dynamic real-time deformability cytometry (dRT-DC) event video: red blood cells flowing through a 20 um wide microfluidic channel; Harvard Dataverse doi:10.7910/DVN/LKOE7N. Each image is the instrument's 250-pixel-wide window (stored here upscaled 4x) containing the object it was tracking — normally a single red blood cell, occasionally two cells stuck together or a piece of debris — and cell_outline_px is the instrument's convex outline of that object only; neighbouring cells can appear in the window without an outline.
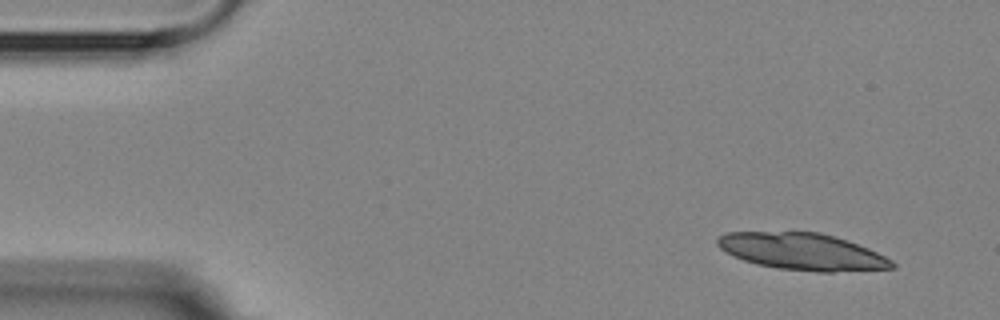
{"species": "Egyptian fruit bat (a non-hibernating species)", "species_latin": "Rousettus aegyptiacus", "temperature_condition": "room temperature", "stored_images_in_passage": 13, "camera_frame_rate_fps": 3000, "um_per_image_px": 0.085, "animal": {"sex": "female"}, "frame": {"image": 1, "passage_image": 1, "time_ms": 0.0, "image_size_px": [1000, 320], "cell_outline_px": [[896, 268], [832, 272], [820, 272], [776, 268], [756, 264], [732, 256], [720, 248], [716, 244], [716, 240], [724, 232], [820, 232], [868, 248], [892, 260], [896, 264]], "centroid_in_image_um": [68.17, 21.39], "position_along_channel_um": 16.8, "area_um2": 37.34}}
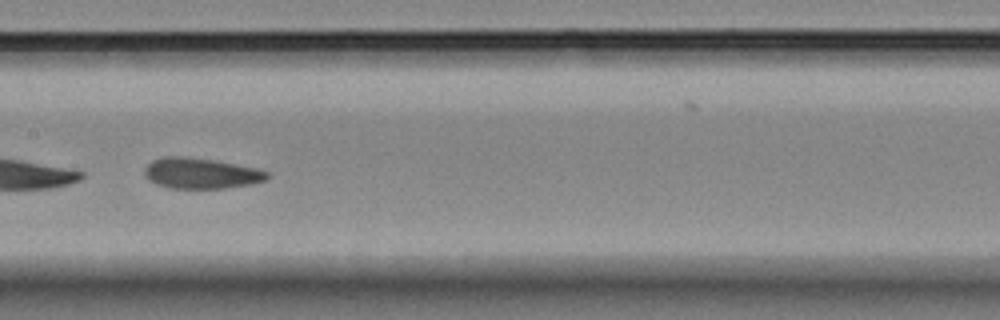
{"frame": {"image": 2, "passage_image": 7, "time_ms": 7.667, "image_size_px": [1000, 320], "cell_outline_px": [[268, 176], [264, 180], [252, 184], [224, 188], [168, 188], [156, 184], [148, 180], [144, 176], [144, 168], [152, 160], [160, 156], [188, 156], [216, 160], [256, 168], [268, 172]], "centroid_in_image_um": [17.02, 14.72], "position_along_channel_um": 190.4, "area_um2": 22.14}}
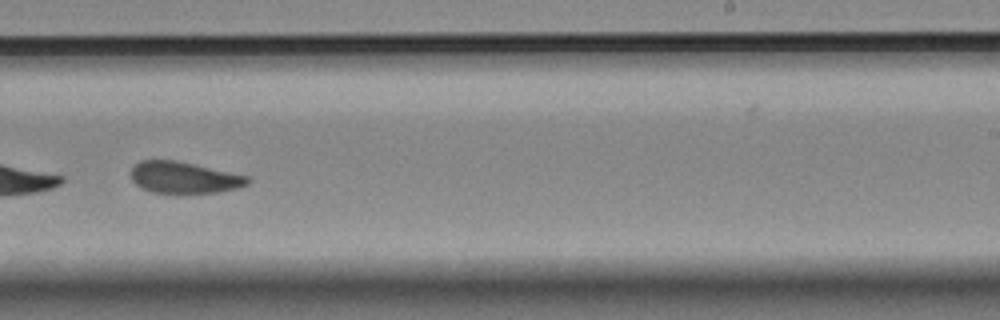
{"frame": {"image": 3, "passage_image": 9, "time_ms": 10.0, "image_size_px": [1000, 320], "cell_outline_px": [[252, 180], [248, 184], [236, 188], [220, 192], [152, 192], [136, 184], [132, 180], [132, 168], [140, 160], [176, 160], [248, 176]], "centroid_in_image_um": [15.67, 15.08], "position_along_channel_um": 273.3, "area_um2": 21.04}, "authors_computed_cell_mechanics": {"area_um2": 22.7154, "velocity_mm_per_s": 3.6239, "shape_relaxation_time_tau1_ms": null, "shape_relaxation_time_tau2_ms": 1.3916, "deformation_change_tau1": null, "deformation_change_tau2": 0.0494}}